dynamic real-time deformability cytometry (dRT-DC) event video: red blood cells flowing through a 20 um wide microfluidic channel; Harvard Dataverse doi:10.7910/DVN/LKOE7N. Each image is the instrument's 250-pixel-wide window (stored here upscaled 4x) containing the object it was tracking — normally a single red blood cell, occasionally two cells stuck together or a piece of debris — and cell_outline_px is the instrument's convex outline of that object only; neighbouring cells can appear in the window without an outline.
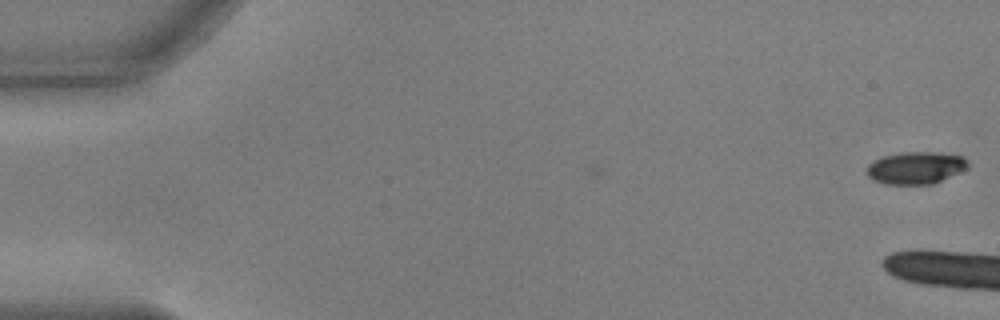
{"species": "common noctule bat (a hibernating species)", "species_latin": "Nyctalus noctula", "temperature_condition": "warm", "stored_images_in_passage": 2, "camera_frame_rate_fps": 3000, "um_per_image_px": 0.085, "animal": {"sex": "male", "body_mass_g": 17.9, "forearm_length_mm": 54.2}, "frame": {"image": 1, "passage_image": 2, "time_ms": 0.333, "image_size_px": [1000, 320], "cell_outline_px": [[968, 168], [960, 172], [932, 184], [884, 184], [872, 180], [864, 172], [868, 164], [872, 160], [884, 156], [900, 152], [936, 152], [964, 156], [968, 160]], "centroid_in_image_um": [77.8, 14.26], "position_along_channel_um": 7.2, "area_um2": 19.31}}